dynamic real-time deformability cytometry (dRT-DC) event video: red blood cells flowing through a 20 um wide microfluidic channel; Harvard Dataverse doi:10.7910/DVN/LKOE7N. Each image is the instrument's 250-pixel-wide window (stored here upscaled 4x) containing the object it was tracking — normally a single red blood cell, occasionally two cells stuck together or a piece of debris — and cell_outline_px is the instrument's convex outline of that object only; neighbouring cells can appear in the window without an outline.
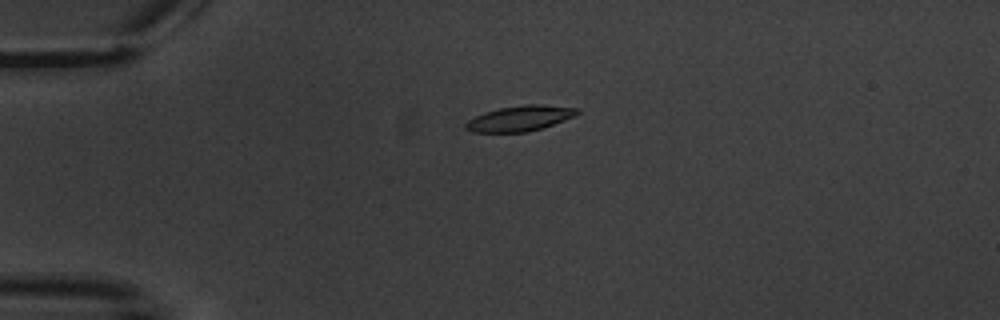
{"species": "common noctule bat (a hibernating species)", "species_latin": "Nyctalus noctula", "temperature_condition": "warm", "stored_images_in_passage": 3, "camera_frame_rate_fps": 3000, "um_per_image_px": 0.085, "animal": {"sex": "male", "body_mass_g": 20.1, "forearm_length_mm": 53.5}, "frame": {"image": 1, "passage_image": 2, "time_ms": 1.0, "image_size_px": [1000, 320], "cell_outline_px": [[580, 112], [576, 116], [540, 128], [524, 132], [472, 132], [464, 128], [464, 124], [468, 120], [484, 112], [500, 108], [524, 104], [540, 104], [580, 108]], "centroid_in_image_um": [44.19, 10.05], "position_along_channel_um": 40.8, "area_um2": 16.47}}